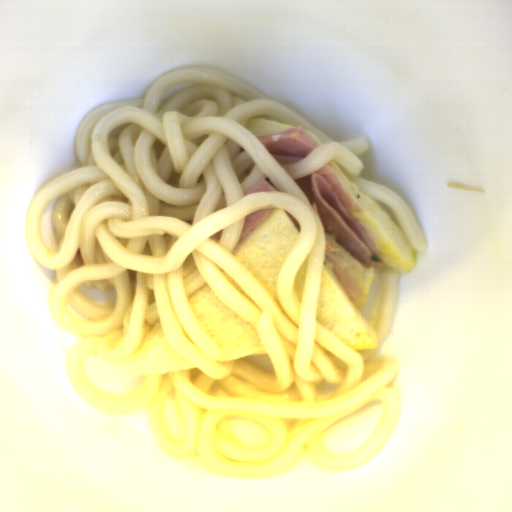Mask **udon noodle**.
Masks as SVG:
<instances>
[{"label": "udon noodle", "mask_w": 512, "mask_h": 512, "mask_svg": "<svg viewBox=\"0 0 512 512\" xmlns=\"http://www.w3.org/2000/svg\"><path fill=\"white\" fill-rule=\"evenodd\" d=\"M254 117L309 129L322 144L298 162L280 164L247 128ZM75 148L74 170L32 196L25 234L35 260L55 274L51 315L79 338L65 358L76 395L116 417L146 408L161 452L194 457L202 470L223 478L260 481L300 459L331 474L372 462L398 418L400 402L389 386L397 368L376 360L377 349L353 351L315 322L326 235L308 195L293 182L336 163L361 193L394 212L415 254L425 255L408 201L360 177L370 141L334 140L244 80L210 66H186L158 78L140 97L96 106L79 125ZM265 176L280 191L245 196ZM55 196L54 252L39 220ZM269 208L300 224L295 252L278 278V302L232 255L245 216ZM191 254L216 295L256 326L275 375L239 359L216 361L218 346L185 295L181 263ZM308 255L302 304L293 282ZM151 274L164 336L197 368L144 377L132 395L96 390L82 366L89 357L118 363L137 350ZM83 283L112 288L114 306L91 305L78 290ZM376 401L384 411L371 438L346 455L326 451L325 428ZM233 420L264 428L266 446L255 451L224 438L223 421Z\"/></svg>", "instance_id": "udon-noodle-1"}, {"label": "udon noodle", "mask_w": 512, "mask_h": 512, "mask_svg": "<svg viewBox=\"0 0 512 512\" xmlns=\"http://www.w3.org/2000/svg\"><path fill=\"white\" fill-rule=\"evenodd\" d=\"M399 277L400 273L396 269L389 267L385 270L383 295L374 329L379 346L386 342L393 327Z\"/></svg>", "instance_id": "udon-noodle-2"}]
</instances>
